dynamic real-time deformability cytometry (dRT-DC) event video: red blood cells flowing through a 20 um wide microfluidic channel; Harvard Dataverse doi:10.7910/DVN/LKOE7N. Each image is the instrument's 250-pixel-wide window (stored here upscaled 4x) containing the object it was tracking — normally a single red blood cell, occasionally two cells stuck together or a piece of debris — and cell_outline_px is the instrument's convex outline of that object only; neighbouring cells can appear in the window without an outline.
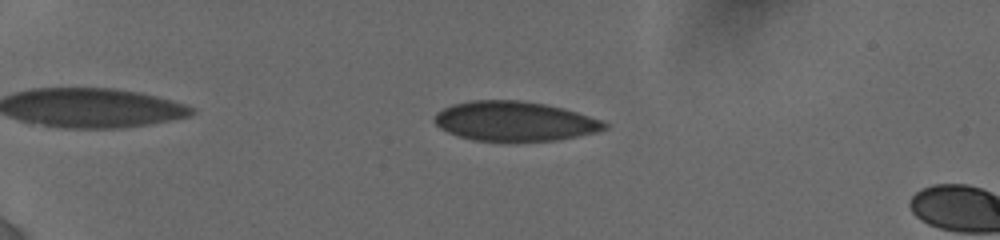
{"species": "human", "species_latin": "Homo sapiens", "temperature_condition": "cold", "stored_images_in_passage": 8, "camera_frame_rate_fps": 3000, "um_per_image_px": 0.085, "donor": {"sex": "female"}, "frame": {"image": 1, "passage_image": 6, "time_ms": 2.667, "image_size_px": [1000, 240], "cell_outline_px": [[608, 128], [596, 132], [556, 140], [472, 140], [448, 132], [440, 128], [432, 120], [436, 112], [452, 104], [472, 100], [520, 100], [544, 104], [564, 108], [604, 120], [608, 124]], "centroid_in_image_um": [43.74, 10.28], "position_along_channel_um": 41.3, "area_um2": 39.07}}